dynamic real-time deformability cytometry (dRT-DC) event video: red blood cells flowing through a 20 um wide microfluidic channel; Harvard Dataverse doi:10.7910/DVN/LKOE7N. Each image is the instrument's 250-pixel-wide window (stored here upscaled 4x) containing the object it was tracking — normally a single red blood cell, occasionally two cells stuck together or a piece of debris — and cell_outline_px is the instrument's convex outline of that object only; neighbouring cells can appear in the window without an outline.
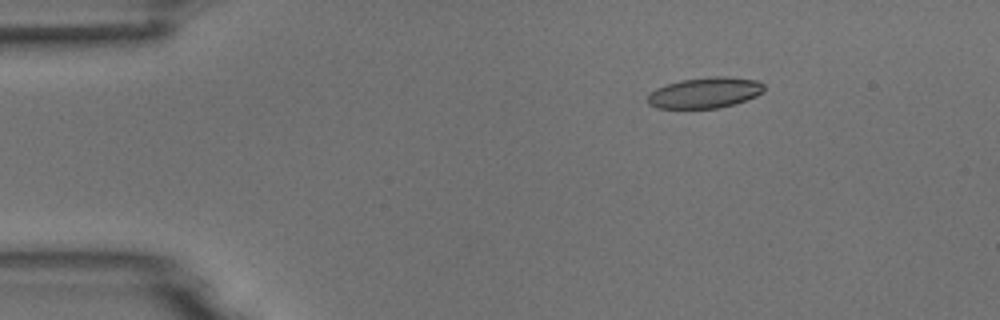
{"species": "common noctule bat (a hibernating species)", "species_latin": "Nyctalus noctula", "temperature_condition": "room temperature", "stored_images_in_passage": 5, "camera_frame_rate_fps": 3000, "um_per_image_px": 0.085, "animal": {"sex": "male", "body_mass_g": 18.8}, "frame": {"image": 1, "passage_image": 3, "time_ms": 2.333, "image_size_px": [1000, 320], "cell_outline_px": [[764, 92], [756, 96], [732, 104], [716, 108], [656, 108], [648, 104], [648, 92], [656, 88], [680, 80], [712, 76], [724, 76], [756, 80], [764, 84]], "centroid_in_image_um": [59.89, 7.87], "position_along_channel_um": 25.1, "area_um2": 20.81}}